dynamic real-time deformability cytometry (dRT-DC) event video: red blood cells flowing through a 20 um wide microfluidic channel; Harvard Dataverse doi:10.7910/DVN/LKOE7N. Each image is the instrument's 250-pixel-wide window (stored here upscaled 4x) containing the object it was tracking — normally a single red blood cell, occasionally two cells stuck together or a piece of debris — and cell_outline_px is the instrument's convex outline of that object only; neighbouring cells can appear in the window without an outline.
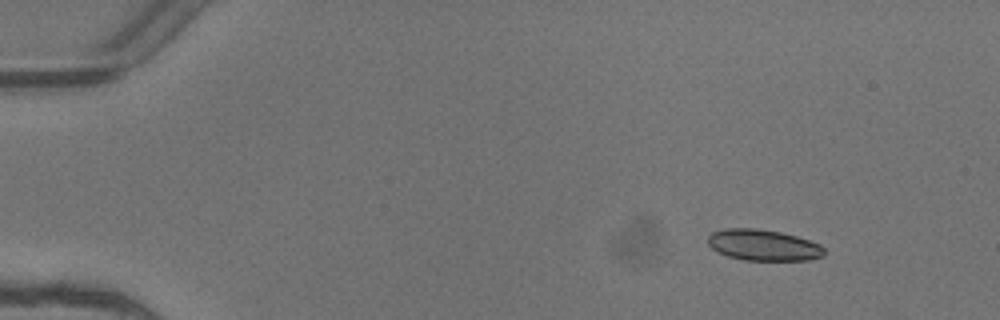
{"species": "common noctule bat (a hibernating species)", "species_latin": "Nyctalus noctula", "temperature_condition": "warm", "stored_images_in_passage": 6, "camera_frame_rate_fps": 3000, "um_per_image_px": 0.085, "animal": {"sex": "female"}, "frame": {"image": 1, "passage_image": 1, "time_ms": 0.0, "image_size_px": [1000, 320], "cell_outline_px": [[824, 256], [808, 260], [744, 260], [728, 256], [712, 248], [708, 244], [708, 236], [712, 232], [724, 228], [756, 228], [780, 232], [796, 236], [820, 244], [824, 248]], "centroid_in_image_um": [64.88, 20.83], "position_along_channel_um": 20.1, "area_um2": 21.04}}
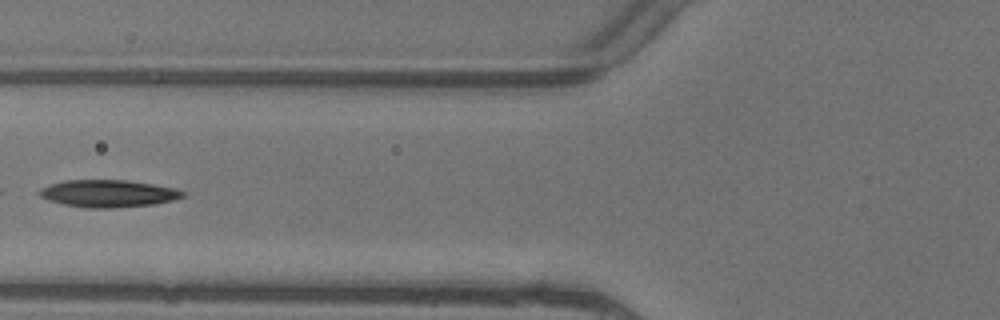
{"frame": {"image": 2, "passage_image": 5, "time_ms": 1.333, "image_size_px": [1000, 320], "cell_outline_px": [[184, 196], [172, 200], [152, 204], [112, 208], [88, 208], [64, 204], [48, 200], [40, 196], [40, 188], [48, 184], [64, 180], [128, 180], [176, 188], [184, 192]], "centroid_in_image_um": [9.17, 16.44], "position_along_channel_um": 116.6, "area_um2": 22.66}}
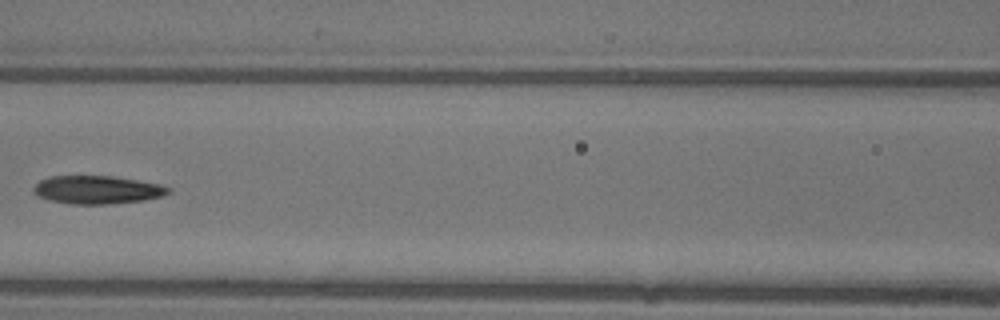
{"frame": {"image": 3, "passage_image": 6, "time_ms": 1.667, "image_size_px": [1000, 320], "cell_outline_px": [[172, 192], [160, 196], [144, 200], [108, 204], [72, 204], [48, 200], [36, 196], [32, 192], [32, 188], [40, 180], [48, 176], [112, 176], [160, 184], [172, 188]], "centroid_in_image_um": [8.23, 16.13], "position_along_channel_um": 158.4, "area_um2": 22.25}}